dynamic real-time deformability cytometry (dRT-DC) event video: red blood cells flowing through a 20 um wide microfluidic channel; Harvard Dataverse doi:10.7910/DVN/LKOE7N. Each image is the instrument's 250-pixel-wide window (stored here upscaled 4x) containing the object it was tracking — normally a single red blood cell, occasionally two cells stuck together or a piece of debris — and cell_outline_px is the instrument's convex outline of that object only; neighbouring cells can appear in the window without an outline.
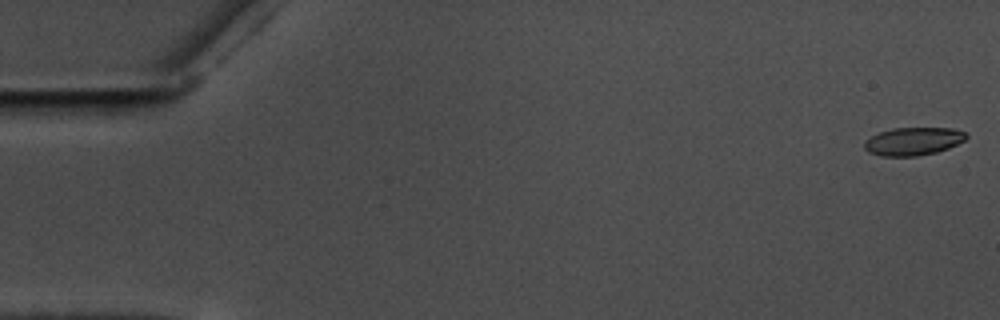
{"species": "common noctule bat (a hibernating species)", "species_latin": "Nyctalus noctula", "temperature_condition": "warm", "stored_images_in_passage": 58, "camera_frame_rate_fps": 3000, "um_per_image_px": 0.085, "animal": {"sex": "male", "body_mass_g": 17.5, "forearm_length_mm": 52.3}, "frame": {"image": 1, "passage_image": 1, "time_ms": 0.0, "image_size_px": [1000, 320], "cell_outline_px": [[968, 136], [964, 140], [948, 148], [936, 152], [916, 156], [880, 156], [868, 152], [864, 148], [864, 140], [880, 132], [892, 128], [952, 128], [964, 132]], "centroid_in_image_um": [77.59, 12.01], "position_along_channel_um": 7.4, "area_um2": 16.53}}
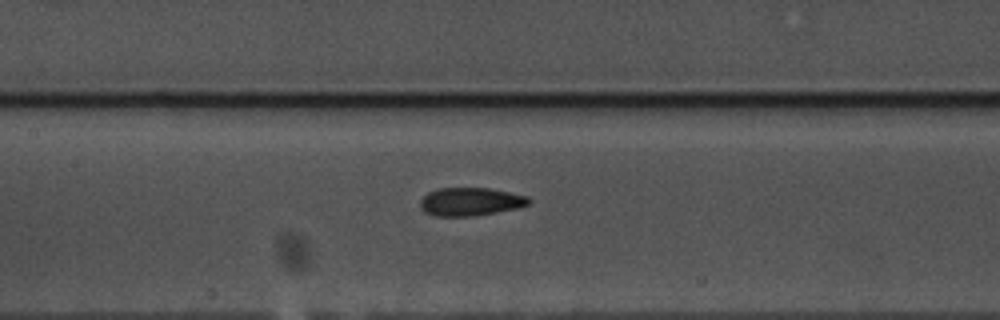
{"frame": {"image": 2, "passage_image": 27, "time_ms": 8.667, "image_size_px": [1000, 320], "cell_outline_px": [[532, 204], [516, 208], [496, 212], [472, 216], [432, 216], [424, 212], [420, 208], [420, 200], [428, 192], [436, 188], [488, 188], [528, 196], [532, 200]], "centroid_in_image_um": [39.97, 17.14], "position_along_channel_um": 167.4, "area_um2": 17.98}}
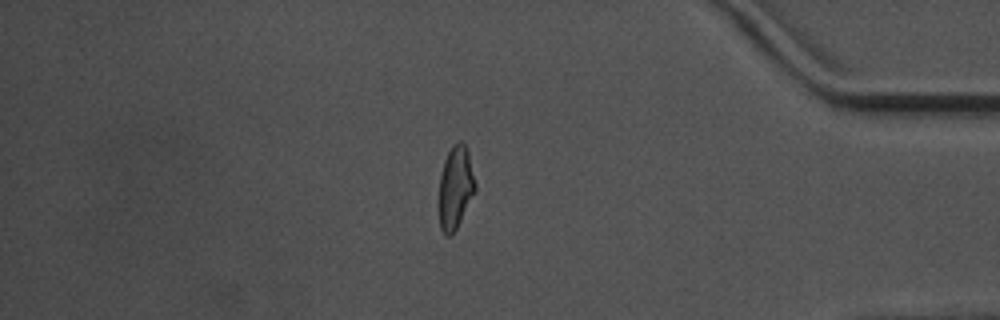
{"frame": {"image": 3, "passage_image": 49, "time_ms": 16.0, "image_size_px": [1000, 320], "cell_outline_px": [[476, 192], [452, 236], [444, 236], [440, 228], [440, 176], [444, 160], [452, 144], [460, 140], [468, 148], [476, 184]], "centroid_in_image_um": [38.74, 15.93], "position_along_channel_um": 396.5, "area_um2": 17.69}, "authors_computed_cell_mechanics": {"area_um2": 17.5423, "velocity_mm_per_s": 3.564, "shape_relaxation_time_tau1_ms": 5.871, "shape_relaxation_time_tau2_ms": 2.3718, "deformation_change_tau1": 0.1718, "deformation_change_tau2": 0.0956}}